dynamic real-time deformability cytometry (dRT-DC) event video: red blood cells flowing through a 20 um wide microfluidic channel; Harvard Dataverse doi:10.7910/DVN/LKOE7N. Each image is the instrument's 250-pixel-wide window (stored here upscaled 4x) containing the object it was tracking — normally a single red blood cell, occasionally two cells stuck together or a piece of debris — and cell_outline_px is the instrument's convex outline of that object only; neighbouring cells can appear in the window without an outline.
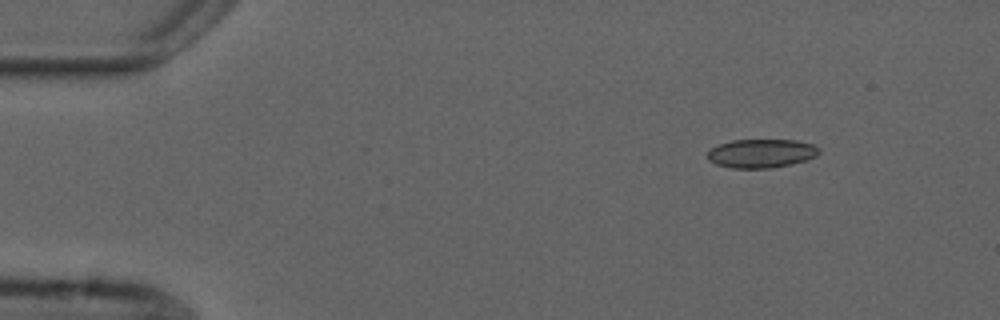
{"species": "common noctule bat (a hibernating species)", "species_latin": "Nyctalus noctula", "temperature_condition": "cold", "stored_images_in_passage": 12, "camera_frame_rate_fps": 3000, "um_per_image_px": 0.085, "animal": {"sex": "male", "forearm_length_mm": 52.5}, "frame": {"image": 1, "passage_image": 1, "time_ms": 0.0, "image_size_px": [1000, 320], "cell_outline_px": [[820, 152], [816, 156], [804, 160], [772, 168], [732, 168], [716, 164], [708, 160], [708, 152], [712, 148], [720, 144], [732, 140], [796, 140], [812, 144], [820, 148]], "centroid_in_image_um": [64.71, 13.03], "position_along_channel_um": 20.3, "area_um2": 18.5}}
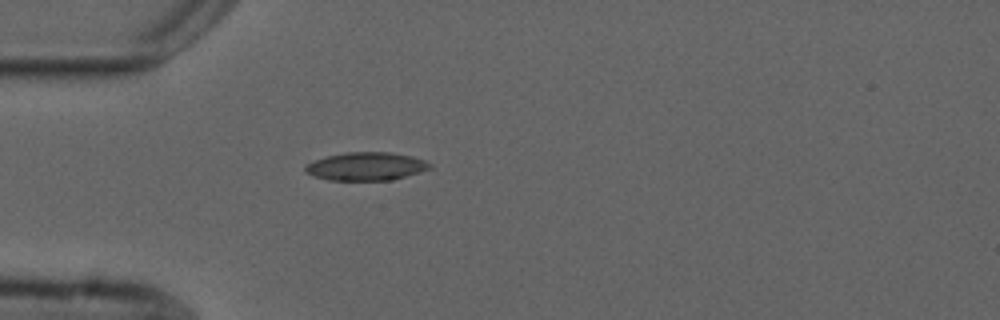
{"frame": {"image": 2, "passage_image": 10, "time_ms": 3.0, "image_size_px": [1000, 320], "cell_outline_px": [[432, 168], [420, 172], [392, 180], [328, 180], [304, 172], [304, 168], [308, 164], [316, 160], [328, 156], [344, 152], [388, 152], [412, 156], [424, 160], [432, 164]], "centroid_in_image_um": [31.15, 14.14], "position_along_channel_um": 53.8, "area_um2": 20.35}}